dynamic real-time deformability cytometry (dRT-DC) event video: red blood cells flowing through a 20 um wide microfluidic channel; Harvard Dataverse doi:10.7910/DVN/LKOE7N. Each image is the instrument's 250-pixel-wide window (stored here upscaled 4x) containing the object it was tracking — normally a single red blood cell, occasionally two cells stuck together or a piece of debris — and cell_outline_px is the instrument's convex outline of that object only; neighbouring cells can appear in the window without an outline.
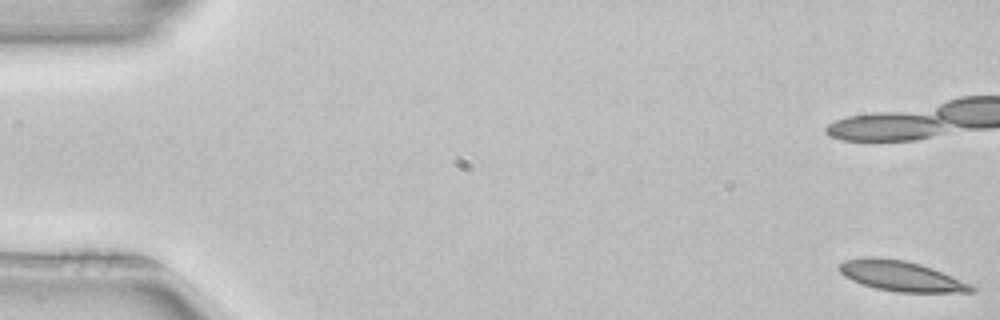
{"species": "common noctule bat (a hibernating species)", "species_latin": "Nyctalus noctula", "temperature_condition": "room temperature", "stored_images_in_passage": 52, "camera_frame_rate_fps": 3000, "um_per_image_px": 0.085, "animal": {"sex": "female", "body_mass_g": 22.7, "forearm_length_mm": 54.2}, "frame": {"image": 1, "passage_image": 1, "time_ms": 0.0, "image_size_px": [1000, 320], "cell_outline_px": [[976, 292], [896, 292], [876, 288], [852, 280], [844, 276], [836, 268], [844, 260], [860, 256], [876, 256], [904, 260], [920, 264], [932, 268], [972, 284], [976, 288]], "centroid_in_image_um": [76.57, 23.44], "position_along_channel_um": 8.4, "area_um2": 23.47}, "authors_computed_cell_mechanics": {"area_um2": 23.7558, "velocity_mm_per_s": 3.9358, "shape_relaxation_time_tau1_ms": 6.6099, "shape_relaxation_time_tau2_ms": 4.861, "deformation_change_tau1": 0.1549, "deformation_change_tau2": 0.1032}}